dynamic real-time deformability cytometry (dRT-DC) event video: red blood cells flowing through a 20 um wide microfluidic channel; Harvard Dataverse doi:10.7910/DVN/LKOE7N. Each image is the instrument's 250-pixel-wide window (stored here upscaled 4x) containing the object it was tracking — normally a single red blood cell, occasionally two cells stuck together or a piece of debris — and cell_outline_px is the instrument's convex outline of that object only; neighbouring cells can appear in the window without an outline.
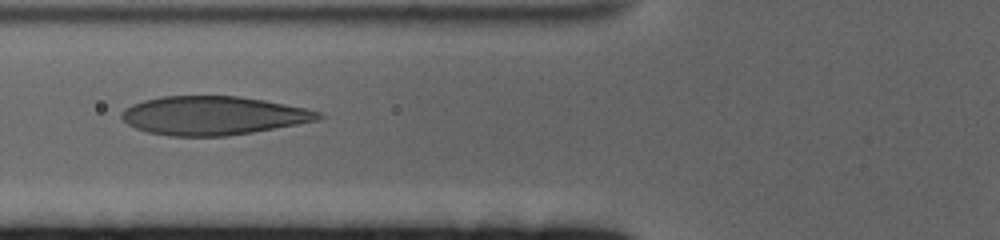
{"species": "human", "species_latin": "Homo sapiens", "temperature_condition": "cold", "stored_images_in_passage": 36, "camera_frame_rate_fps": 3000, "um_per_image_px": 0.085, "donor": {"sex": "female"}, "frame": {"image": 1, "passage_image": 9, "time_ms": 2.667, "image_size_px": [1000, 240], "cell_outline_px": [[324, 116], [316, 120], [296, 124], [252, 132], [224, 136], [172, 136], [148, 132], [136, 128], [128, 124], [120, 116], [120, 112], [124, 108], [132, 104], [144, 100], [164, 96], [240, 96], [264, 100], [324, 112]], "centroid_in_image_um": [18.09, 9.82], "position_along_channel_um": 107.7, "area_um2": 44.1}}
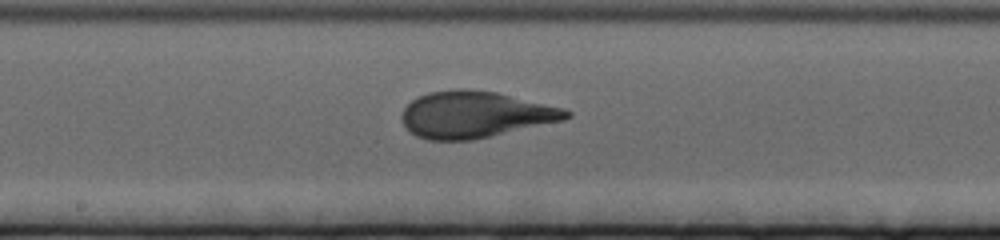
{"frame": {"image": 2, "passage_image": 18, "time_ms": 5.667, "image_size_px": [1000, 240], "cell_outline_px": [[572, 116], [564, 120], [472, 140], [428, 140], [416, 136], [408, 132], [400, 116], [404, 108], [416, 96], [428, 92], [456, 88], [468, 88], [496, 92], [564, 108], [572, 112]], "centroid_in_image_um": [40.35, 9.73], "position_along_channel_um": 207.9, "area_um2": 44.85}}
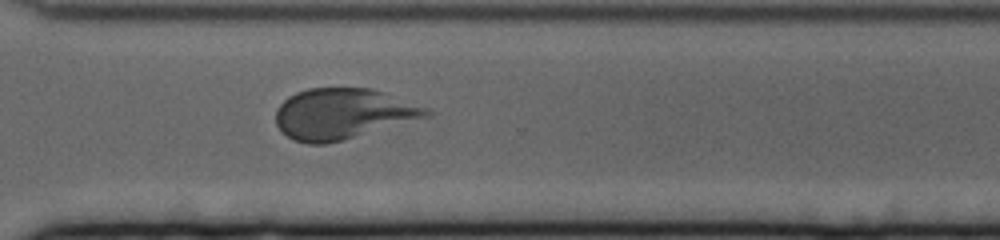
{"frame": {"image": 3, "passage_image": 30, "time_ms": 9.667, "image_size_px": [1000, 240], "cell_outline_px": [[432, 112], [428, 116], [328, 144], [308, 144], [292, 140], [280, 132], [276, 124], [276, 108], [288, 96], [296, 92], [308, 88], [372, 88], [428, 108]], "centroid_in_image_um": [29.07, 9.68], "position_along_channel_um": 341.5, "area_um2": 44.33}, "authors_computed_cell_mechanics": {"area_um2": 43.928, "velocity_mm_per_s": 3.3432, "shape_relaxation_time_tau1_ms": 5.5667, "shape_relaxation_time_tau2_ms": 0.928, "deformation_change_tau1": 0.2096, "deformation_change_tau2": 0.0642}}